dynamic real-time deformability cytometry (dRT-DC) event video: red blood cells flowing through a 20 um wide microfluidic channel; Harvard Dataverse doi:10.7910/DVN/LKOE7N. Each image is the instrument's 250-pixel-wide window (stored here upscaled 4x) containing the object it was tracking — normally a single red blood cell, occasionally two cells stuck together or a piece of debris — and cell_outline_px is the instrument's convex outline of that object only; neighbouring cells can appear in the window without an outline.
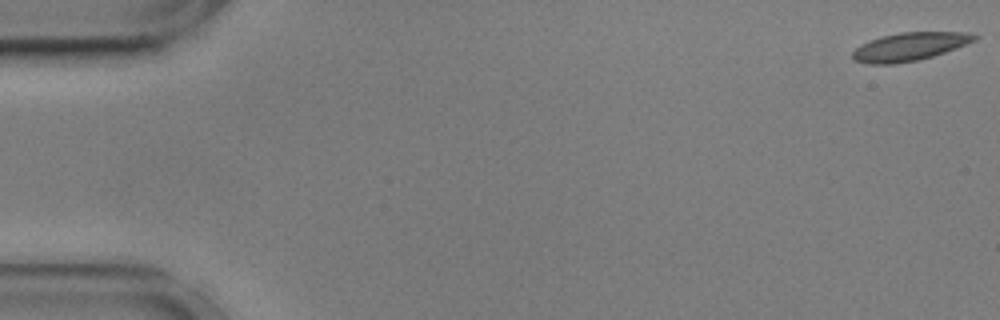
{"species": "common noctule bat (a hibernating species)", "species_latin": "Nyctalus noctula", "temperature_condition": "cold", "stored_images_in_passage": 22, "camera_frame_rate_fps": 3000, "um_per_image_px": 0.085, "animal": {"sex": "male", "body_mass_g": 17.9, "forearm_length_mm": 54.2}, "frame": {"image": 1, "passage_image": 1, "time_ms": 0.0, "image_size_px": [1000, 320], "cell_outline_px": [[980, 36], [976, 40], [956, 48], [920, 60], [896, 64], [868, 64], [852, 60], [852, 52], [860, 44], [880, 36], [900, 32], [964, 32]], "centroid_in_image_um": [77.27, 3.97], "position_along_channel_um": 7.7, "area_um2": 20.17}}